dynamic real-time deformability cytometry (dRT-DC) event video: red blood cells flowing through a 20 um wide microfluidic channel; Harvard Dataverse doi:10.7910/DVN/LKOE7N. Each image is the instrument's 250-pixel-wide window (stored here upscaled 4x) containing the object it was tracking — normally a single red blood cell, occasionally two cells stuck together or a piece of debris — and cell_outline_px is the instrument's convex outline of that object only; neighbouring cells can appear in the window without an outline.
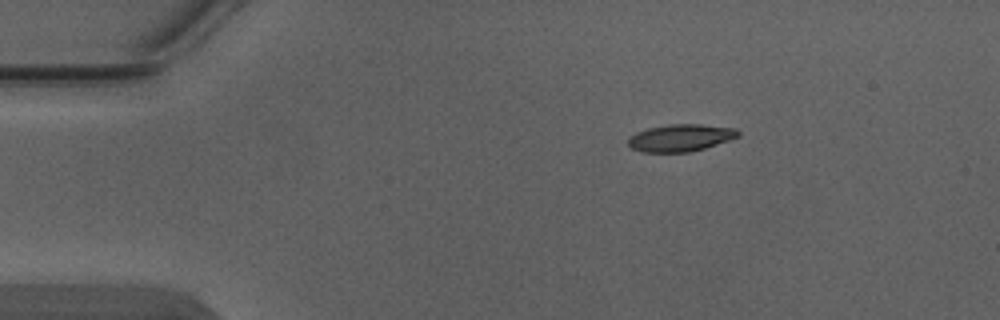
{"species": "Egyptian fruit bat (a non-hibernating species)", "species_latin": "Rousettus aegyptiacus", "temperature_condition": "warm", "stored_images_in_passage": 5, "camera_frame_rate_fps": 3000, "um_per_image_px": 0.085, "animal": {"sex": "male"}, "frame": {"image": 1, "passage_image": 1, "time_ms": 0.0, "image_size_px": [1000, 320], "cell_outline_px": [[740, 136], [704, 148], [688, 152], [640, 152], [632, 148], [628, 144], [628, 136], [636, 132], [648, 128], [668, 124], [700, 124], [736, 128], [740, 132]], "centroid_in_image_um": [57.82, 11.7], "position_along_channel_um": 27.2, "area_um2": 17.46}}
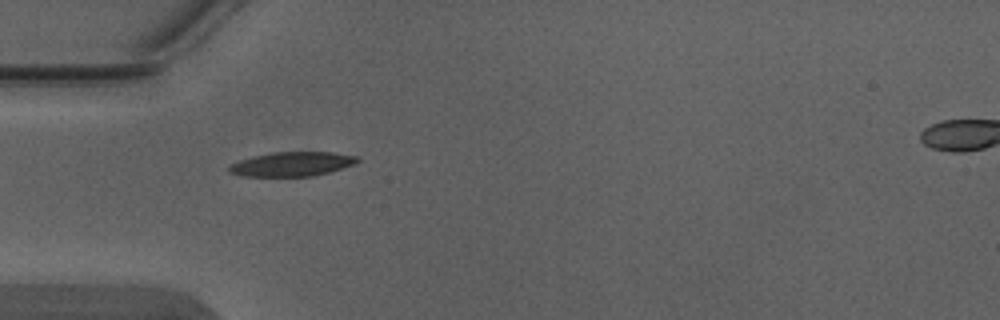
{"frame": {"image": 2, "passage_image": 3, "time_ms": 0.667, "image_size_px": [1000, 320], "cell_outline_px": [[360, 160], [352, 164], [328, 172], [312, 176], [244, 176], [228, 172], [228, 168], [232, 164], [240, 160], [252, 156], [272, 152], [332, 152], [356, 156]], "centroid_in_image_um": [24.78, 13.94], "position_along_channel_um": 60.2, "area_um2": 17.92}}
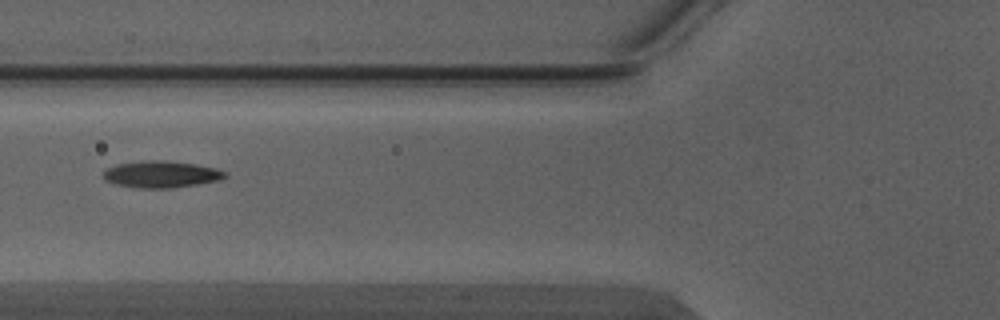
{"frame": {"image": 3, "passage_image": 4, "time_ms": 1.0, "image_size_px": [1000, 320], "cell_outline_px": [[228, 176], [220, 180], [172, 188], [136, 188], [116, 184], [104, 180], [104, 172], [108, 168], [116, 164], [144, 160], [164, 160], [196, 164], [216, 168], [228, 172]], "centroid_in_image_um": [13.73, 14.81], "position_along_channel_um": 112.1, "area_um2": 19.07}}